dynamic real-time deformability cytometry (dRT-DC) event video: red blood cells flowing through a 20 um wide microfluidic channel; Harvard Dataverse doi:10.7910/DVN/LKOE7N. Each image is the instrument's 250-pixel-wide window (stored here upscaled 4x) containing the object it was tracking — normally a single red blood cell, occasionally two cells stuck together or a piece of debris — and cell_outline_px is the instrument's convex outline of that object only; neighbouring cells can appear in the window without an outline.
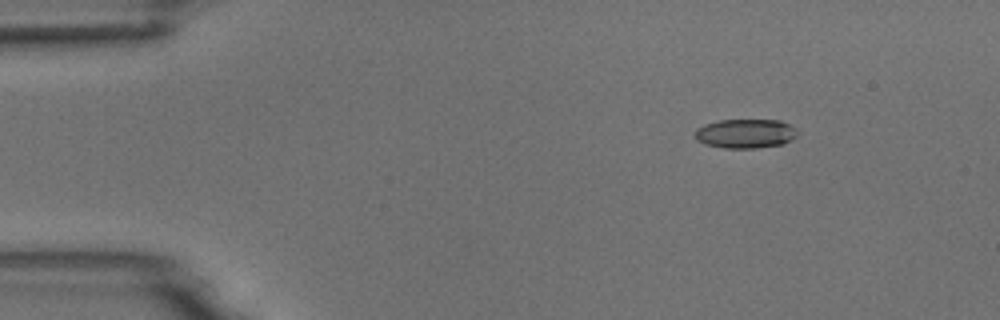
{"species": "common noctule bat (a hibernating species)", "species_latin": "Nyctalus noctula", "temperature_condition": "room temperature", "stored_images_in_passage": 5, "camera_frame_rate_fps": 3000, "um_per_image_px": 0.085, "animal": {"sex": "male", "body_mass_g": 18.8}, "frame": {"image": 1, "passage_image": 3, "time_ms": 2.333, "image_size_px": [1000, 320], "cell_outline_px": [[796, 136], [792, 140], [784, 144], [756, 148], [724, 148], [704, 144], [696, 140], [696, 128], [704, 124], [720, 120], [780, 120], [796, 128]], "centroid_in_image_um": [63.36, 11.36], "position_along_channel_um": 21.6, "area_um2": 17.51}}